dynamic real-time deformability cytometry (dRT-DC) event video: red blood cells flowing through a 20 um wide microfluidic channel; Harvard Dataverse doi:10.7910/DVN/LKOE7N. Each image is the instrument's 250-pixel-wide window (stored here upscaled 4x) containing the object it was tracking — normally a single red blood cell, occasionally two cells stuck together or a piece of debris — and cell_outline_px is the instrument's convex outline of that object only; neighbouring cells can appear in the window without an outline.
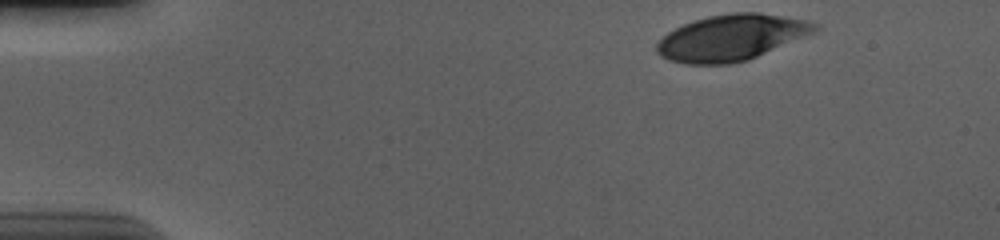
{"species": "human", "species_latin": "Homo sapiens", "temperature_condition": "cold", "stored_images_in_passage": 41, "camera_frame_rate_fps": 3000, "um_per_image_px": 0.085, "donor": {"sex": "male"}, "frame": {"image": 1, "passage_image": 1, "time_ms": 0.0, "image_size_px": [1000, 240], "cell_outline_px": [[820, 28], [812, 32], [748, 60], [728, 64], [688, 64], [668, 60], [660, 56], [656, 52], [656, 44], [668, 32], [684, 24], [708, 16], [732, 12], [760, 12], [808, 20], [820, 24]], "centroid_in_image_um": [62.14, 3.19], "position_along_channel_um": 22.9, "area_um2": 42.02}}
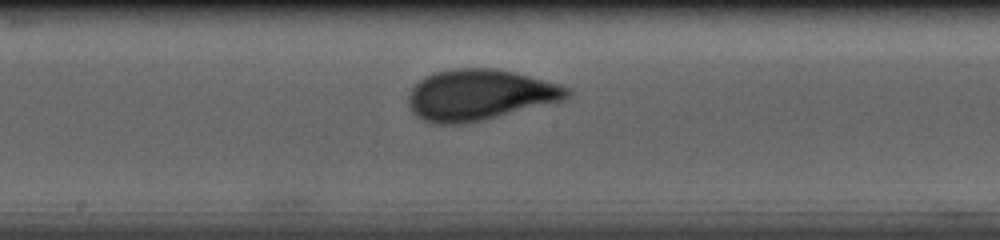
{"frame": {"image": 2, "passage_image": 24, "time_ms": 7.667, "image_size_px": [1000, 240], "cell_outline_px": [[572, 92], [564, 100], [464, 124], [432, 124], [416, 116], [412, 112], [408, 104], [408, 96], [412, 88], [424, 76], [436, 72], [452, 68], [496, 68], [516, 72], [556, 84], [568, 88]], "centroid_in_image_um": [40.71, 8.06], "position_along_channel_um": 207.5, "area_um2": 46.82}}
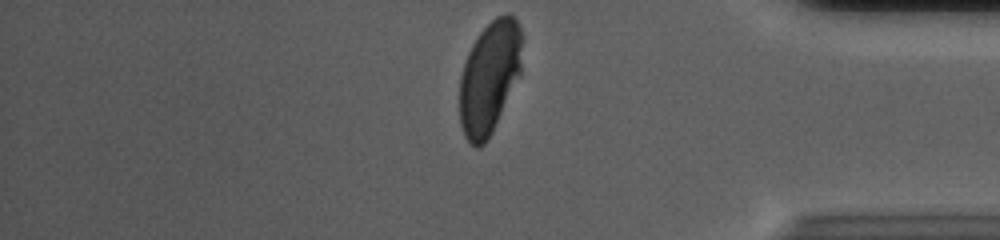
{"frame": {"image": 3, "passage_image": 41, "time_ms": 13.333, "image_size_px": [1000, 240], "cell_outline_px": [[524, 36], [520, 76], [492, 132], [484, 144], [480, 148], [476, 148], [464, 136], [460, 124], [460, 76], [468, 52], [472, 44], [480, 32], [496, 16], [504, 12], [508, 12], [516, 20]], "centroid_in_image_um": [41.63, 6.55], "position_along_channel_um": 393.6, "area_um2": 41.44}, "authors_computed_cell_mechanics": {"area_um2": 45.0262, "velocity_mm_per_s": 3.6665, "shape_relaxation_time_tau1_ms": 3.4589, "shape_relaxation_time_tau2_ms": null, "deformation_change_tau1": 0.1718, "deformation_change_tau2": null}}